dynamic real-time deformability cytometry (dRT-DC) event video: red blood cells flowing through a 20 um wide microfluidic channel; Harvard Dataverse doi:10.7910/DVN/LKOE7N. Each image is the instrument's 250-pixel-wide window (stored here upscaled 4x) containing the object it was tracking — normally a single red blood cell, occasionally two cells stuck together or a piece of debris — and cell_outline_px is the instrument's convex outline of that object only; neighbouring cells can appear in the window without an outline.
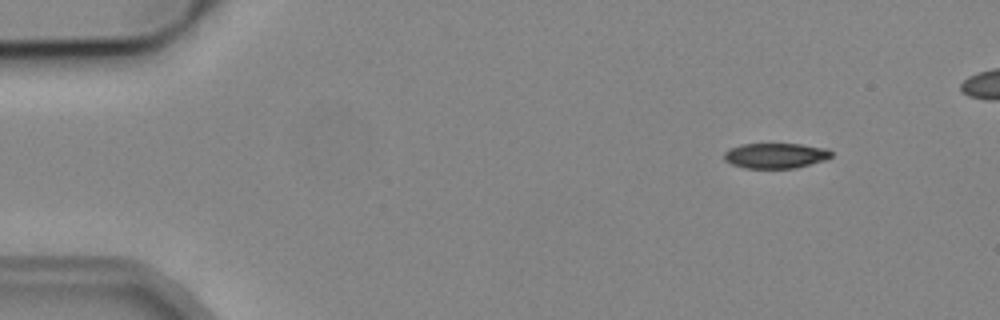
{"species": "common noctule bat (a hibernating species)", "species_latin": "Nyctalus noctula", "temperature_condition": "cold", "stored_images_in_passage": 8, "camera_frame_rate_fps": 3000, "um_per_image_px": 0.085, "animal": {"sex": "male", "body_mass_g": 19.2, "forearm_length_mm": 51.8}, "frame": {"image": 1, "passage_image": 1, "time_ms": 0.0, "image_size_px": [1000, 320], "cell_outline_px": [[832, 156], [824, 160], [796, 168], [744, 168], [732, 164], [724, 160], [724, 152], [728, 148], [740, 144], [800, 144], [828, 148], [832, 152]], "centroid_in_image_um": [65.9, 13.22], "position_along_channel_um": 19.1, "area_um2": 15.9}}
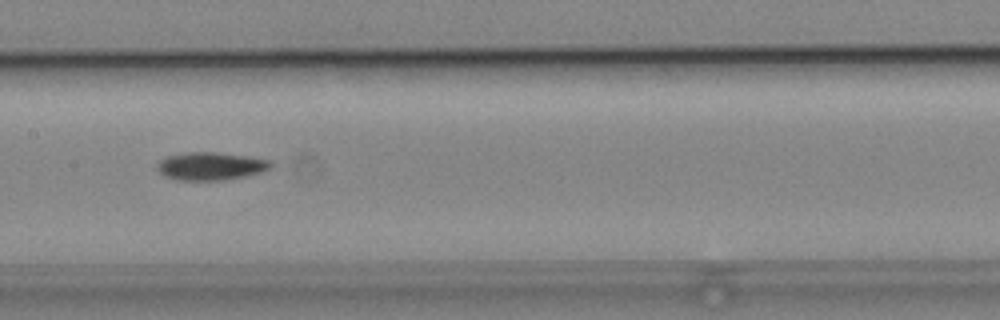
{"frame": {"image": 2, "passage_image": 7, "time_ms": 7.0, "image_size_px": [1000, 320], "cell_outline_px": [[272, 168], [260, 172], [244, 176], [220, 180], [176, 180], [164, 176], [156, 168], [156, 164], [160, 160], [168, 156], [184, 152], [216, 152], [248, 156], [272, 160]], "centroid_in_image_um": [17.9, 14.11], "position_along_channel_um": 189.5, "area_um2": 18.55}}
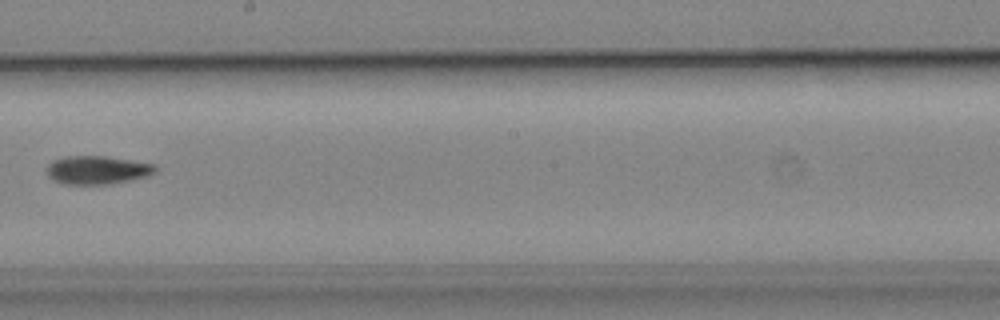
{"frame": {"image": 3, "passage_image": 8, "time_ms": 8.333, "image_size_px": [1000, 320], "cell_outline_px": [[156, 172], [148, 176], [108, 184], [64, 184], [52, 180], [48, 176], [48, 164], [52, 160], [64, 156], [108, 156], [156, 164]], "centroid_in_image_um": [8.27, 14.44], "position_along_channel_um": 239.9, "area_um2": 18.03}}